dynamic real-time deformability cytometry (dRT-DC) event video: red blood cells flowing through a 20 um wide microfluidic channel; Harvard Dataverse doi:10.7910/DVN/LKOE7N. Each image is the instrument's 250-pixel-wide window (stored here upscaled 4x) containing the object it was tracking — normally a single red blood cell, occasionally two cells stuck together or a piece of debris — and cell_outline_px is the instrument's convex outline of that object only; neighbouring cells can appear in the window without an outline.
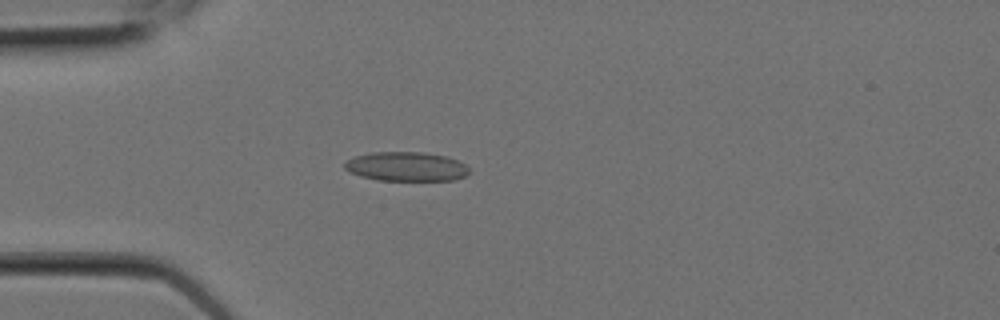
{"species": "Egyptian fruit bat (a non-hibernating species)", "species_latin": "Rousettus aegyptiacus", "temperature_condition": "room temperature", "stored_images_in_passage": 10, "camera_frame_rate_fps": 3000, "um_per_image_px": 0.085, "animal": {"sex": "female"}, "frame": {"image": 1, "passage_image": 5, "time_ms": 1.333, "image_size_px": [1000, 320], "cell_outline_px": [[468, 172], [464, 176], [452, 180], [380, 180], [360, 176], [348, 172], [344, 168], [344, 164], [348, 160], [356, 156], [372, 152], [424, 152], [448, 156], [464, 164], [468, 168]], "centroid_in_image_um": [34.51, 14.15], "position_along_channel_um": 50.5, "area_um2": 21.1}}
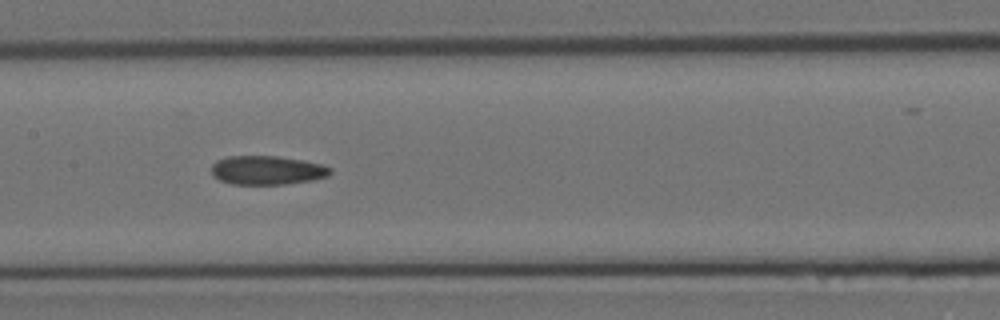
{"frame": {"image": 2, "passage_image": 9, "time_ms": 2.667, "image_size_px": [1000, 320], "cell_outline_px": [[332, 172], [328, 176], [312, 180], [288, 184], [232, 184], [220, 180], [212, 176], [212, 164], [216, 160], [228, 156], [276, 156], [304, 160], [324, 164], [332, 168]], "centroid_in_image_um": [22.73, 14.46], "position_along_channel_um": 184.7, "area_um2": 20.23}}
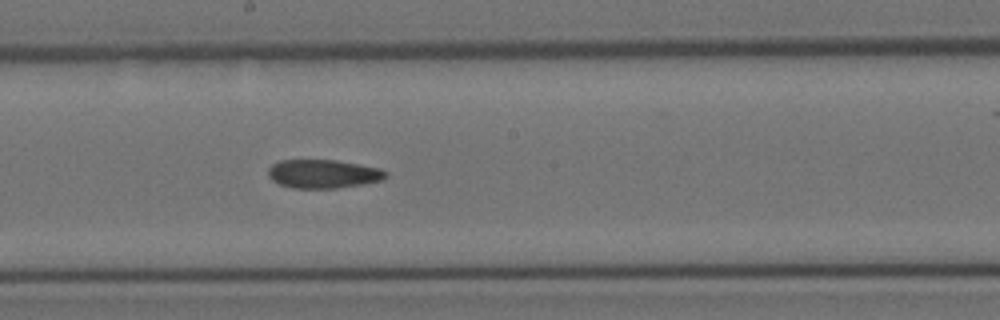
{"frame": {"image": 3, "passage_image": 10, "time_ms": 3.0, "image_size_px": [1000, 320], "cell_outline_px": [[388, 176], [384, 180], [364, 184], [336, 188], [292, 188], [280, 184], [272, 180], [268, 176], [268, 168], [272, 164], [280, 160], [336, 160], [380, 168], [388, 172]], "centroid_in_image_um": [27.49, 14.78], "position_along_channel_um": 220.7, "area_um2": 19.77}}